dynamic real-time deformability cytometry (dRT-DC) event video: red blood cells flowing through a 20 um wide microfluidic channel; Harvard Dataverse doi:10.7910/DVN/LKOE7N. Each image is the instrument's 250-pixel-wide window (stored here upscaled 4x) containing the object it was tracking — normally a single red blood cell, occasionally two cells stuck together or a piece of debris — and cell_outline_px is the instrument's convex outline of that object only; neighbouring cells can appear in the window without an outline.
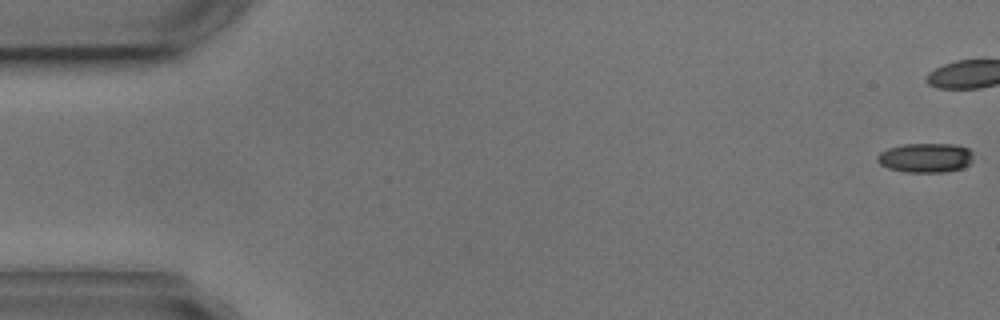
{"species": "common noctule bat (a hibernating species)", "species_latin": "Nyctalus noctula", "temperature_condition": "cold", "stored_images_in_passage": 6, "camera_frame_rate_fps": 3000, "um_per_image_px": 0.085, "animal": {"sex": "male", "body_mass_g": 17.9, "forearm_length_mm": 54.2}, "frame": {"image": 1, "passage_image": 1, "time_ms": 0.0, "image_size_px": [1000, 320], "cell_outline_px": [[972, 160], [968, 164], [960, 168], [944, 172], [904, 172], [888, 168], [880, 164], [876, 160], [876, 156], [880, 152], [888, 148], [904, 144], [952, 144], [968, 148], [972, 152]], "centroid_in_image_um": [78.63, 13.41], "position_along_channel_um": 6.4, "area_um2": 16.42}}